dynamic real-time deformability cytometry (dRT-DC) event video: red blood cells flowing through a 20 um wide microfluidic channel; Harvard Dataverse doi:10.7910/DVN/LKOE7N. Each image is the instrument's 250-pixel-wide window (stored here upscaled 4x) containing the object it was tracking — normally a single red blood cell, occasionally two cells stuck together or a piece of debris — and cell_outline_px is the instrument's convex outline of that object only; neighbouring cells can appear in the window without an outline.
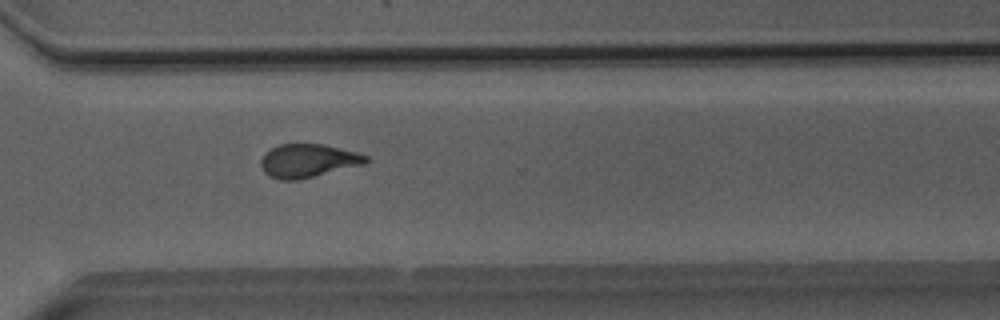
{"species": "Egyptian fruit bat (a non-hibernating species)", "species_latin": "Rousettus aegyptiacus", "temperature_condition": "room temperature", "stored_images_in_passage": 36, "camera_frame_rate_fps": 3000, "um_per_image_px": 0.085, "animal": {"sex": "male"}, "frame": {"image": 1, "passage_image": 23, "time_ms": 7.333, "image_size_px": [1000, 320], "cell_outline_px": [[368, 160], [364, 164], [296, 180], [280, 180], [268, 176], [264, 172], [260, 164], [260, 160], [264, 152], [280, 144], [324, 144], [356, 152], [368, 156]], "centroid_in_image_um": [26.13, 13.66], "position_along_channel_um": 344.5, "area_um2": 20.35}}
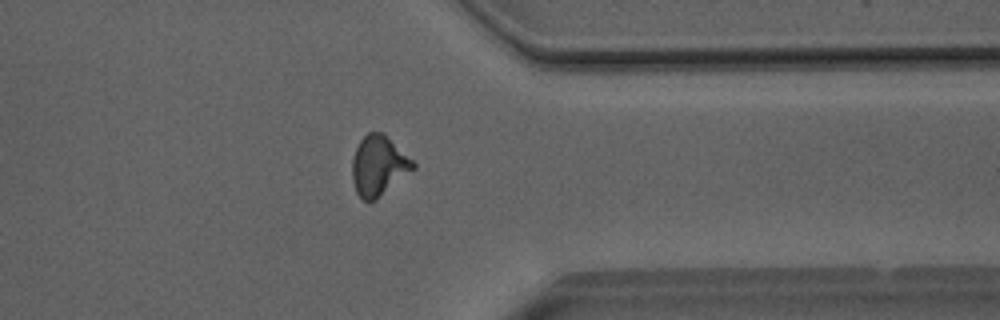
{"frame": {"image": 2, "passage_image": 26, "time_ms": 8.333, "image_size_px": [1000, 320], "cell_outline_px": [[416, 168], [376, 200], [368, 204], [356, 192], [352, 180], [352, 160], [356, 148], [360, 140], [368, 132], [384, 132], [416, 164]], "centroid_in_image_um": [32.18, 14.1], "position_along_channel_um": 379.2, "area_um2": 21.44}}
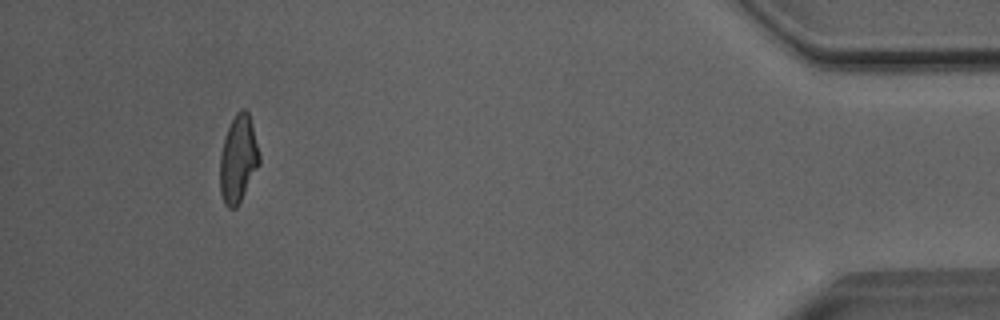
{"frame": {"image": 3, "passage_image": 33, "time_ms": 10.667, "image_size_px": [1000, 320], "cell_outline_px": [[260, 164], [236, 208], [228, 208], [224, 204], [220, 192], [220, 156], [224, 140], [228, 128], [236, 112], [240, 108], [244, 108], [248, 112], [252, 124], [260, 156]], "centroid_in_image_um": [20.25, 13.52], "position_along_channel_um": 415.0, "area_um2": 19.88}, "authors_computed_cell_mechanics": {"area_um2": 20.3456, "velocity_mm_per_s": 4.0744, "shape_relaxation_time_tau1_ms": 9.1442, "shape_relaxation_time_tau2_ms": 1.625, "deformation_change_tau1": 0.2398, "deformation_change_tau2": 0.0843}}